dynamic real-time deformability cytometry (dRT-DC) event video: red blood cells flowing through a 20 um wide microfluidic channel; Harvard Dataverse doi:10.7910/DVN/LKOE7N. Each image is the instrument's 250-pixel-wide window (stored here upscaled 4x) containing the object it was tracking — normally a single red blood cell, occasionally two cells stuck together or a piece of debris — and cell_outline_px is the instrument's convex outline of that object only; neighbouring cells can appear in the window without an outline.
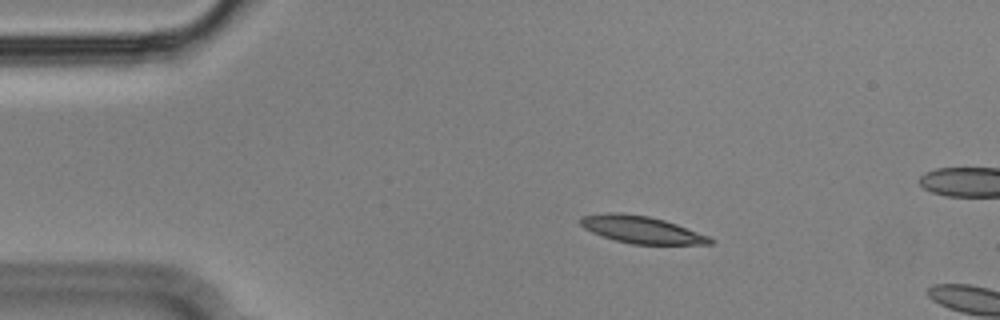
{"species": "Egyptian fruit bat (a non-hibernating species)", "species_latin": "Rousettus aegyptiacus", "temperature_condition": "cold", "stored_images_in_passage": 12, "camera_frame_rate_fps": 3000, "um_per_image_px": 0.085, "animal": {"sex": "male"}, "frame": {"image": 1, "passage_image": 9, "time_ms": 2.667, "image_size_px": [1000, 320], "cell_outline_px": [[716, 240], [712, 244], [632, 244], [616, 240], [592, 232], [584, 228], [580, 224], [580, 216], [608, 212], [620, 212], [648, 216], [664, 220], [676, 224], [708, 236]], "centroid_in_image_um": [54.51, 19.51], "position_along_channel_um": 30.5, "area_um2": 20.4}}